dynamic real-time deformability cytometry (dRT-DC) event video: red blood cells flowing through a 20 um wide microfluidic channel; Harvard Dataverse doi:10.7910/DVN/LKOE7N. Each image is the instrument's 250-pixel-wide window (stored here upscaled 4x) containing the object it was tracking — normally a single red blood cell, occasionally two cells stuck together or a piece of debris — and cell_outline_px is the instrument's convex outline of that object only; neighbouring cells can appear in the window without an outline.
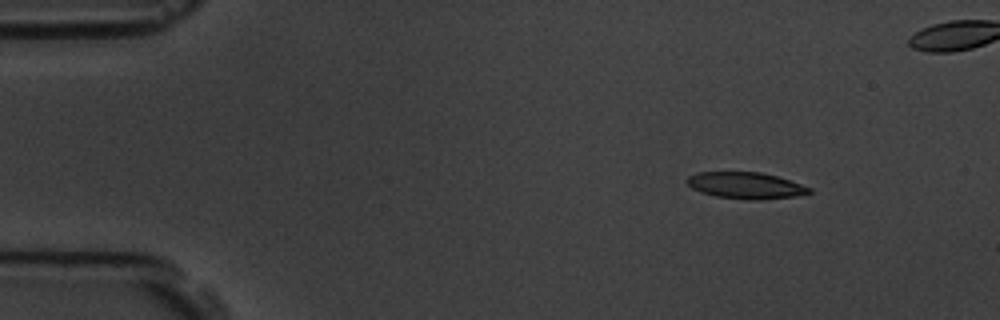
{"species": "common noctule bat (a hibernating species)", "species_latin": "Nyctalus noctula", "temperature_condition": "room temperature", "stored_images_in_passage": 9, "camera_frame_rate_fps": 3000, "um_per_image_px": 0.085, "animal": {"sex": "male", "body_mass_g": 19.5, "forearm_length_mm": 54.6}, "frame": {"image": 1, "passage_image": 1, "time_ms": 0.0, "image_size_px": [1000, 320], "cell_outline_px": [[812, 192], [796, 196], [760, 200], [744, 200], [716, 196], [700, 192], [692, 188], [688, 184], [688, 176], [700, 172], [760, 172], [776, 176], [812, 188]], "centroid_in_image_um": [63.39, 15.77], "position_along_channel_um": 21.6, "area_um2": 18.79}}
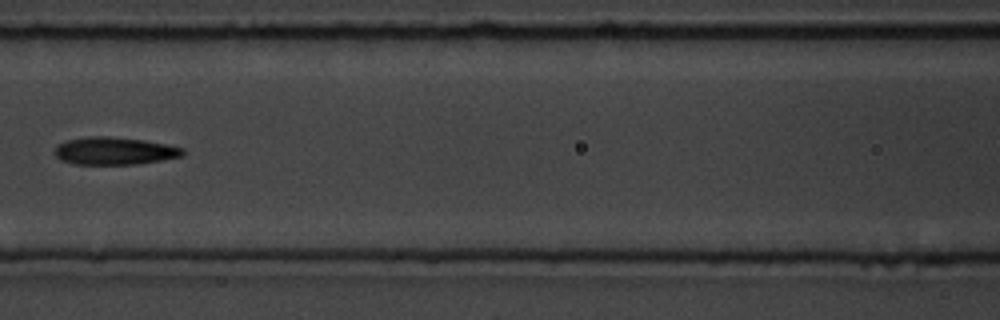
{"frame": {"image": 2, "passage_image": 6, "time_ms": 6.0, "image_size_px": [1000, 320], "cell_outline_px": [[184, 156], [136, 164], [76, 164], [60, 160], [56, 156], [56, 148], [60, 144], [68, 140], [88, 136], [108, 136], [144, 140], [184, 148]], "centroid_in_image_um": [9.75, 12.83], "position_along_channel_um": 156.9, "area_um2": 20.35}}
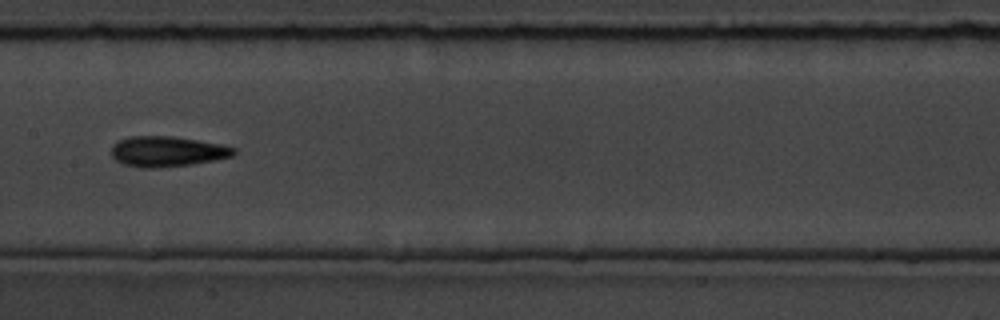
{"frame": {"image": 3, "passage_image": 7, "time_ms": 7.0, "image_size_px": [1000, 320], "cell_outline_px": [[236, 152], [232, 156], [192, 164], [160, 168], [140, 168], [124, 164], [116, 160], [112, 156], [112, 144], [116, 140], [132, 136], [172, 136], [220, 144], [236, 148]], "centroid_in_image_um": [14.17, 12.87], "position_along_channel_um": 193.2, "area_um2": 21.68}}